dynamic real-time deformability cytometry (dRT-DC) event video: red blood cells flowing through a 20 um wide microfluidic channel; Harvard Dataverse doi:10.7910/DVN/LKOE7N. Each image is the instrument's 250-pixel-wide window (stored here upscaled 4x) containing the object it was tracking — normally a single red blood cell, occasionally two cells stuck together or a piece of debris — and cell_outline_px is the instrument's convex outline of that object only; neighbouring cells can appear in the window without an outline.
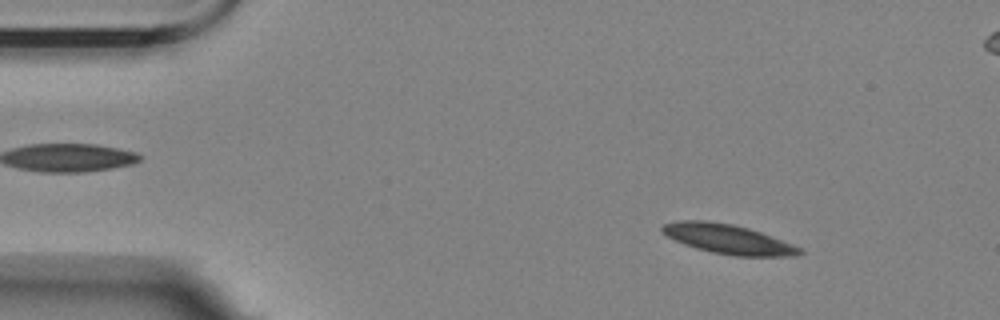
{"species": "Egyptian fruit bat (a non-hibernating species)", "species_latin": "Rousettus aegyptiacus", "temperature_condition": "room temperature", "stored_images_in_passage": 56, "segment_of_instrument_passage": [1, 2], "camera_frame_rate_fps": 3000, "um_per_image_px": 0.085, "animal": {"sex": "female"}, "frame": {"image": 1, "passage_image": 6, "time_ms": 1.667, "image_size_px": [1000, 320], "cell_outline_px": [[804, 252], [796, 256], [736, 256], [712, 252], [696, 248], [684, 244], [660, 232], [660, 228], [664, 224], [680, 220], [708, 220], [732, 224], [748, 228], [772, 236], [804, 248]], "centroid_in_image_um": [61.91, 20.32], "position_along_channel_um": 23.1, "area_um2": 23.7}}
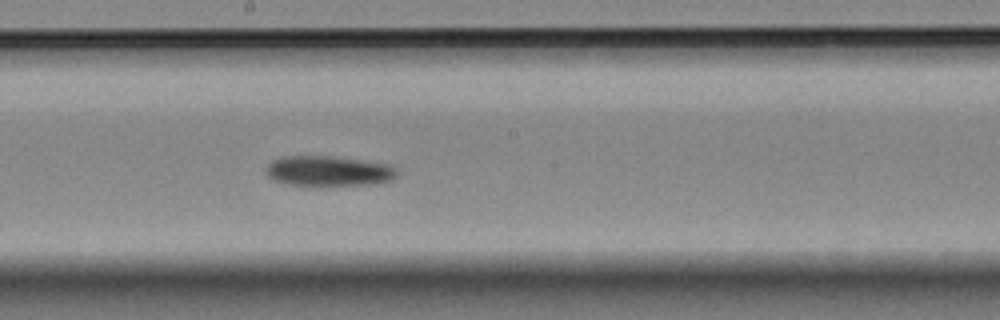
{"frame": {"image": 2, "passage_image": 29, "time_ms": 9.333, "image_size_px": [1000, 320], "cell_outline_px": [[396, 176], [392, 180], [380, 184], [288, 184], [272, 180], [264, 172], [264, 168], [272, 160], [280, 156], [332, 156], [392, 164], [396, 168]], "centroid_in_image_um": [27.92, 14.51], "position_along_channel_um": 220.3, "area_um2": 23.06}}
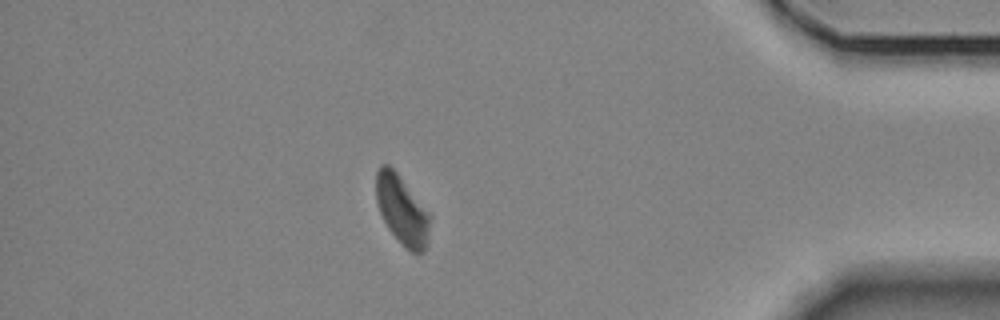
{"frame": {"image": 3, "passage_image": 48, "time_ms": 15.667, "image_size_px": [1000, 320], "cell_outline_px": [[428, 244], [424, 252], [412, 252], [388, 228], [380, 212], [376, 200], [376, 172], [380, 164], [388, 164], [396, 172], [428, 212]], "centroid_in_image_um": [34.13, 17.82], "position_along_channel_um": 401.1, "area_um2": 20.87}}